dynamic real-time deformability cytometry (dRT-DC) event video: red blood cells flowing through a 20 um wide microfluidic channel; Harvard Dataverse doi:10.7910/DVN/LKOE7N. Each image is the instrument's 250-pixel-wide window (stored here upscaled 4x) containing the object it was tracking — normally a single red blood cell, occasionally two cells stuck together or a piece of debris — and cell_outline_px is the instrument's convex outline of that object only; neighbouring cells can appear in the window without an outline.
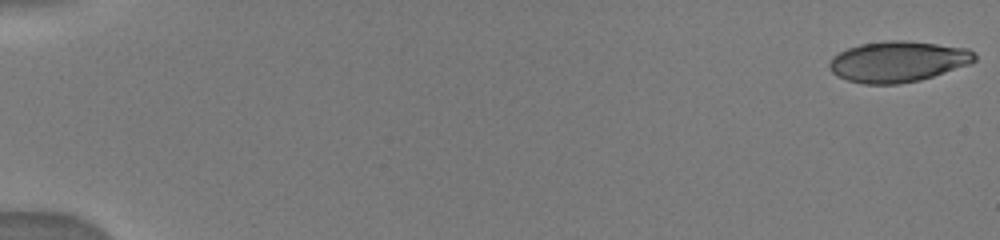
{"species": "human", "species_latin": "Homo sapiens", "temperature_condition": "warm", "stored_images_in_passage": 16, "camera_frame_rate_fps": 3000, "um_per_image_px": 0.085, "donor": {"sex": "male"}, "frame": {"image": 1, "passage_image": 1, "time_ms": 0.0, "image_size_px": [1000, 240], "cell_outline_px": [[976, 60], [972, 64], [920, 80], [896, 84], [864, 84], [848, 80], [836, 76], [832, 72], [828, 64], [832, 56], [848, 48], [860, 44], [888, 40], [908, 40], [968, 48], [976, 52]], "centroid_in_image_um": [76.35, 5.23], "position_along_channel_um": 8.6, "area_um2": 34.85}}
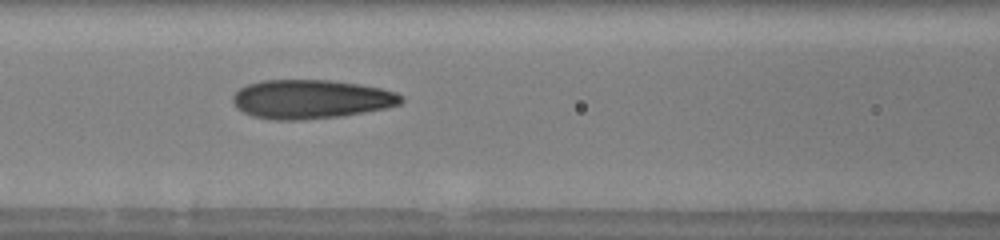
{"frame": {"image": 2, "passage_image": 10, "time_ms": 7.667, "image_size_px": [1000, 240], "cell_outline_px": [[404, 100], [400, 104], [384, 108], [344, 116], [304, 120], [276, 120], [252, 116], [236, 108], [232, 100], [232, 96], [240, 88], [248, 84], [260, 80], [328, 80], [360, 84], [380, 88], [396, 92], [404, 96]], "centroid_in_image_um": [26.43, 8.43], "position_along_channel_um": 140.2, "area_um2": 38.44}}
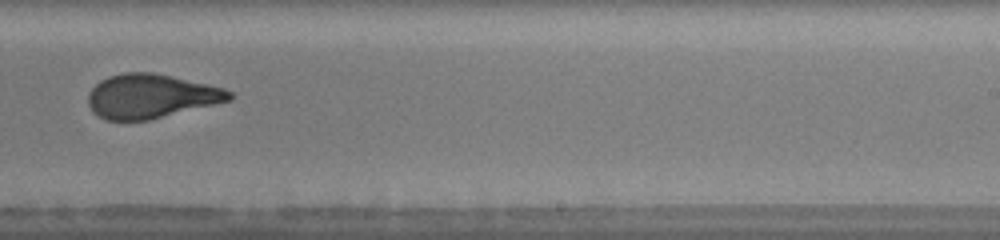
{"frame": {"image": 3, "passage_image": 14, "time_ms": 11.0, "image_size_px": [1000, 240], "cell_outline_px": [[232, 100], [148, 120], [104, 120], [92, 112], [88, 104], [88, 92], [100, 80], [108, 76], [124, 72], [152, 72], [224, 88], [232, 92]], "centroid_in_image_um": [12.79, 8.18], "position_along_channel_um": 276.2, "area_um2": 36.18}}